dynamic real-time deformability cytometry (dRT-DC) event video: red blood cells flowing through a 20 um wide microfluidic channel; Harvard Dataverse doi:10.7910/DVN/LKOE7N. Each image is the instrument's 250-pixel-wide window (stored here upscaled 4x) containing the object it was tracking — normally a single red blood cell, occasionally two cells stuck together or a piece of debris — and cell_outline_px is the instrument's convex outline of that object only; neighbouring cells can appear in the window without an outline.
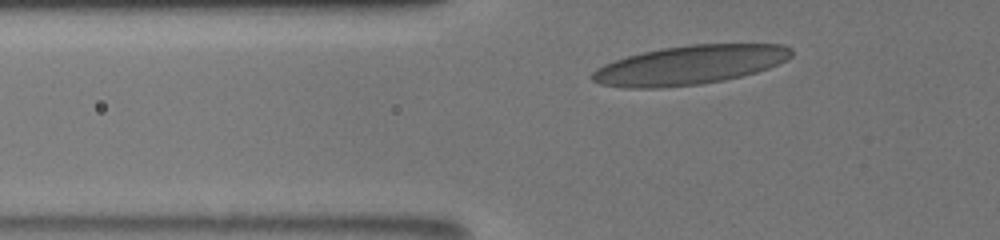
{"species": "human", "species_latin": "Homo sapiens", "temperature_condition": "room temperature", "stored_images_in_passage": 22, "camera_frame_rate_fps": 3000, "um_per_image_px": 0.085, "donor": {"sex": "male"}, "frame": {"image": 1, "passage_image": 5, "time_ms": 1.333, "image_size_px": [1000, 240], "cell_outline_px": [[792, 56], [768, 68], [756, 72], [724, 80], [700, 84], [660, 88], [624, 88], [600, 84], [592, 80], [588, 76], [596, 68], [604, 64], [628, 56], [660, 48], [688, 44], [784, 44], [792, 48]], "centroid_in_image_um": [58.59, 5.53], "position_along_channel_um": 67.2, "area_um2": 45.37}}
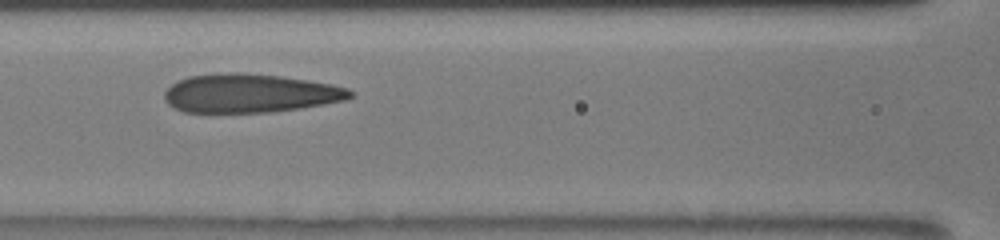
{"frame": {"image": 2, "passage_image": 11, "time_ms": 3.667, "image_size_px": [1000, 240], "cell_outline_px": [[352, 96], [348, 100], [300, 108], [272, 112], [184, 112], [172, 108], [164, 100], [164, 92], [176, 80], [188, 76], [228, 72], [240, 72], [280, 76], [308, 80], [332, 84], [348, 88], [352, 92]], "centroid_in_image_um": [21.23, 7.92], "position_along_channel_um": 145.4, "area_um2": 42.14}}
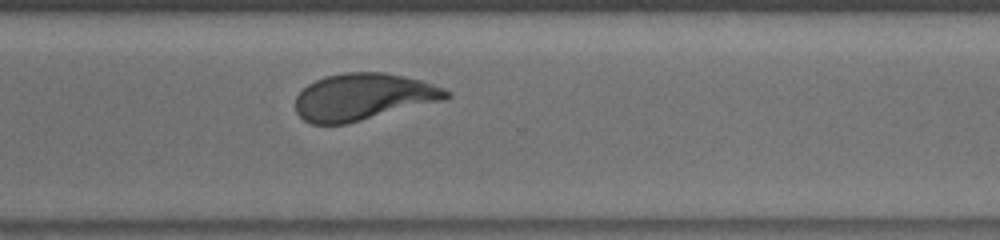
{"frame": {"image": 3, "passage_image": 22, "time_ms": 8.667, "image_size_px": [1000, 240], "cell_outline_px": [[452, 96], [444, 100], [348, 124], [312, 124], [304, 120], [296, 112], [296, 96], [308, 84], [316, 80], [328, 76], [344, 72], [384, 72], [404, 76], [420, 80], [444, 88], [452, 92]], "centroid_in_image_um": [30.9, 8.24], "position_along_channel_um": 339.7, "area_um2": 41.21}}